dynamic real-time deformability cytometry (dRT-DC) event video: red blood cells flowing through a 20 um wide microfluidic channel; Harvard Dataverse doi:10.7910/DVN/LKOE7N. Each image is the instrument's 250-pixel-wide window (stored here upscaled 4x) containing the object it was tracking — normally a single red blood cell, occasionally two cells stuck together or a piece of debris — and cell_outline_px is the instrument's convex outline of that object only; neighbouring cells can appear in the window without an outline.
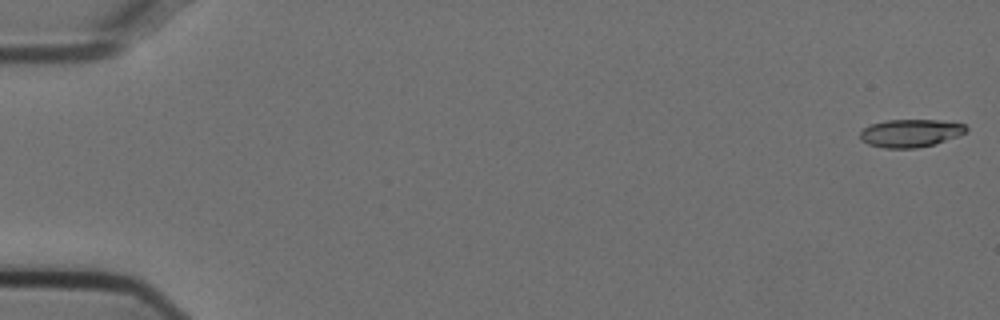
{"species": "Egyptian fruit bat (a non-hibernating species)", "species_latin": "Rousettus aegyptiacus", "temperature_condition": "cold", "stored_images_in_passage": 54, "camera_frame_rate_fps": 3000, "um_per_image_px": 0.085, "animal": {"sex": "female"}, "frame": {"image": 1, "passage_image": 1, "time_ms": 0.0, "image_size_px": [1000, 320], "cell_outline_px": [[968, 128], [964, 132], [956, 136], [932, 144], [916, 148], [884, 148], [868, 144], [860, 140], [860, 132], [864, 128], [872, 124], [884, 120], [940, 120], [964, 124]], "centroid_in_image_um": [77.34, 11.31], "position_along_channel_um": 7.7, "area_um2": 16.99}}
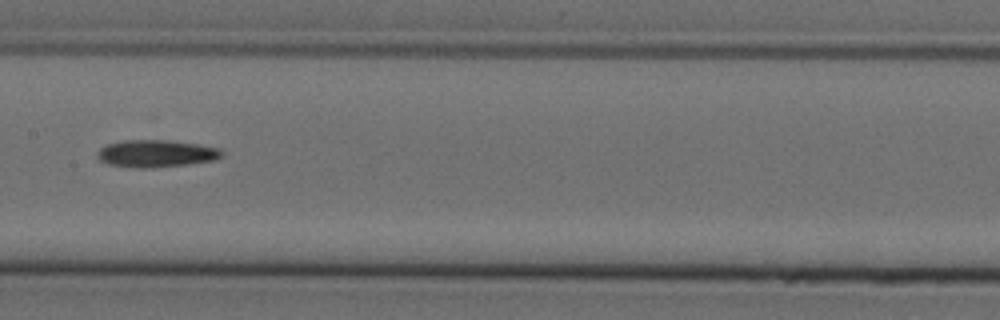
{"frame": {"image": 2, "passage_image": 28, "time_ms": 9.0, "image_size_px": [1000, 320], "cell_outline_px": [[224, 152], [216, 160], [188, 164], [144, 168], [136, 168], [108, 164], [100, 160], [96, 156], [96, 152], [100, 148], [108, 144], [124, 140], [168, 140], [200, 144], [220, 148]], "centroid_in_image_um": [13.27, 13.04], "position_along_channel_um": 194.1, "area_um2": 19.83}}
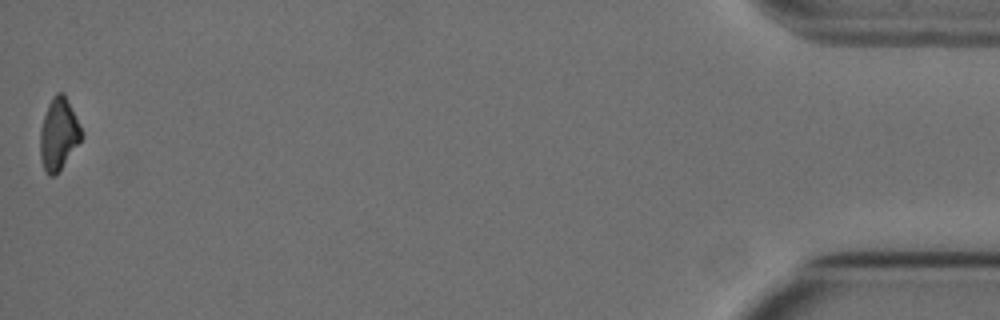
{"frame": {"image": 3, "passage_image": 54, "time_ms": 17.667, "image_size_px": [1000, 320], "cell_outline_px": [[84, 136], [56, 176], [48, 176], [40, 160], [40, 128], [48, 104], [52, 96], [56, 92], [64, 92], [84, 132]], "centroid_in_image_um": [4.99, 11.4], "position_along_channel_um": 430.2, "area_um2": 17.63}}